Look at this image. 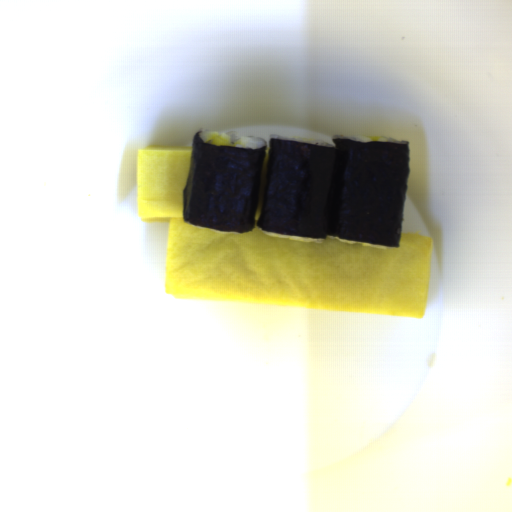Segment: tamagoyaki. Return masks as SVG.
<instances>
[{
    "instance_id": "81b7327e",
    "label": "tamagoyaki",
    "mask_w": 512,
    "mask_h": 512,
    "mask_svg": "<svg viewBox=\"0 0 512 512\" xmlns=\"http://www.w3.org/2000/svg\"><path fill=\"white\" fill-rule=\"evenodd\" d=\"M194 145L136 149L138 217L169 222L165 291L179 299L293 305L422 318L432 237L400 232L398 247L377 249L326 236L299 242L267 236L257 225L270 148L266 149L248 232H223L184 219Z\"/></svg>"
}]
</instances>
